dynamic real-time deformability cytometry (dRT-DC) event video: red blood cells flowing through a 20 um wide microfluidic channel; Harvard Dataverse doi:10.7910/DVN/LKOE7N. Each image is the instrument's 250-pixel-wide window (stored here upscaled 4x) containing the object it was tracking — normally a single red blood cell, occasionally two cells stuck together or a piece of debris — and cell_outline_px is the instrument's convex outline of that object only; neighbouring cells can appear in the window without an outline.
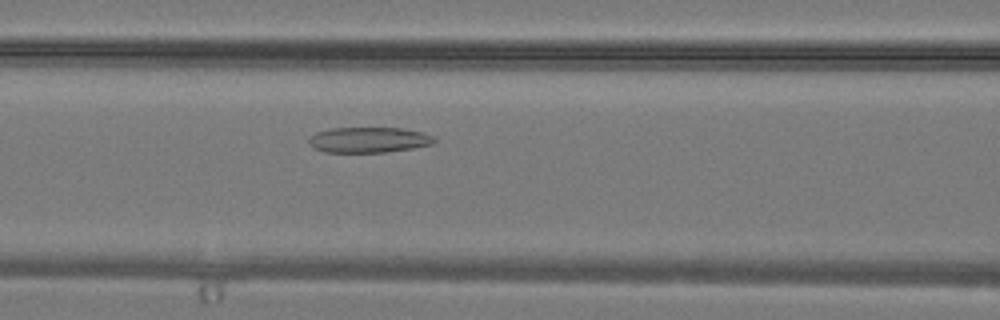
{"species": "common noctule bat (a hibernating species)", "species_latin": "Nyctalus noctula", "temperature_condition": "warm", "stored_images_in_passage": 29, "camera_frame_rate_fps": 3000, "um_per_image_px": 0.085, "animal": {"sex": "male", "body_mass_g": 19.2, "forearm_length_mm": 51.8}, "frame": {"image": 1, "passage_image": 11, "time_ms": 3.333, "image_size_px": [1000, 320], "cell_outline_px": [[436, 140], [432, 144], [412, 148], [384, 152], [324, 152], [312, 148], [308, 144], [308, 140], [316, 132], [332, 128], [404, 128], [420, 132], [432, 136]], "centroid_in_image_um": [31.3, 11.89], "position_along_channel_um": 135.3, "area_um2": 18.55}}
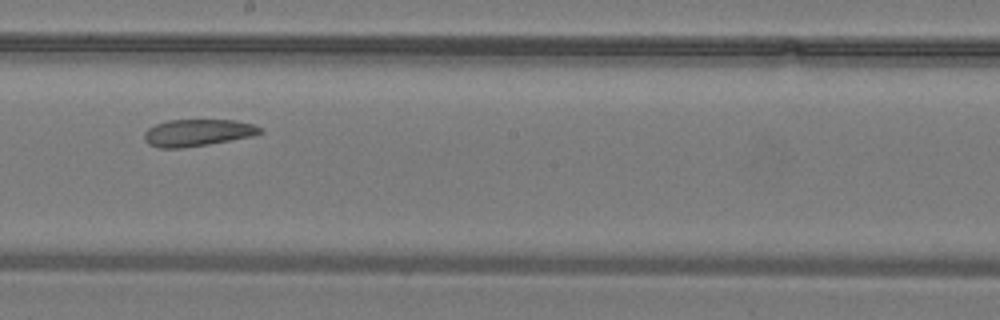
{"frame": {"image": 2, "passage_image": 16, "time_ms": 5.0, "image_size_px": [1000, 320], "cell_outline_px": [[264, 132], [252, 136], [208, 144], [180, 148], [160, 148], [148, 144], [144, 140], [144, 132], [148, 128], [156, 124], [168, 120], [236, 120], [252, 124], [264, 128]], "centroid_in_image_um": [16.8, 11.27], "position_along_channel_um": 231.4, "area_um2": 18.21}}
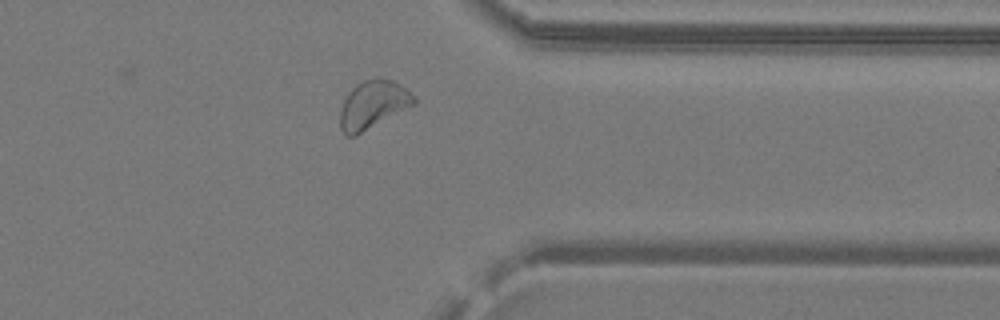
{"frame": {"image": 3, "passage_image": 24, "time_ms": 7.667, "image_size_px": [1000, 320], "cell_outline_px": [[416, 104], [356, 136], [344, 136], [340, 128], [340, 112], [344, 100], [348, 92], [356, 84], [364, 80], [376, 76], [392, 80], [416, 96]], "centroid_in_image_um": [31.7, 8.9], "position_along_channel_um": 379.7, "area_um2": 20.92}}